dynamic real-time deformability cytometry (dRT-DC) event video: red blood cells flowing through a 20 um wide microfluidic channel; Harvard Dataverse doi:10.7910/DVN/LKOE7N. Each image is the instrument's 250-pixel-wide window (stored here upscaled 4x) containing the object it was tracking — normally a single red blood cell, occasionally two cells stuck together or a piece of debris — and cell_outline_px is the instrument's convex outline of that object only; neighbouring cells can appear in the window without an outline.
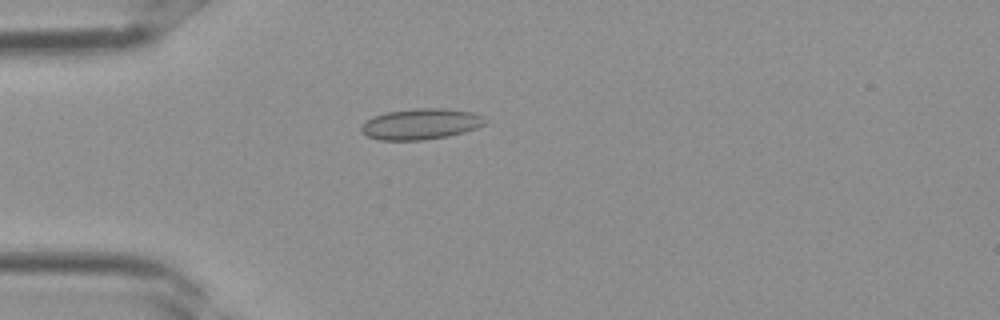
{"species": "Egyptian fruit bat (a non-hibernating species)", "species_latin": "Rousettus aegyptiacus", "temperature_condition": "room temperature", "stored_images_in_passage": 30, "camera_frame_rate_fps": 3000, "um_per_image_px": 0.085, "frame": {"image": 1, "passage_image": 4, "time_ms": 1.0, "image_size_px": [1000, 320], "cell_outline_px": [[488, 124], [464, 132], [448, 136], [424, 140], [380, 140], [368, 136], [360, 132], [360, 128], [368, 120], [376, 116], [388, 112], [416, 108], [444, 108], [472, 112], [484, 116], [488, 120]], "centroid_in_image_um": [35.84, 10.54], "position_along_channel_um": 49.2, "area_um2": 22.31}}
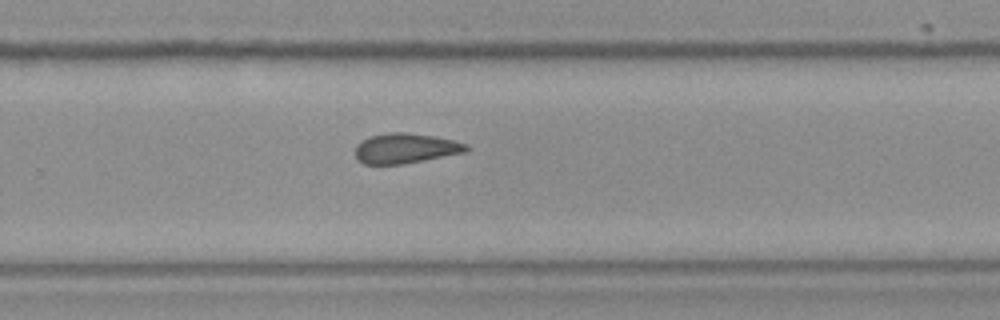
{"frame": {"image": 2, "passage_image": 18, "time_ms": 5.667, "image_size_px": [1000, 320], "cell_outline_px": [[472, 148], [468, 152], [404, 164], [364, 164], [356, 160], [356, 144], [372, 136], [388, 132], [404, 132], [432, 136], [452, 140], [468, 144]], "centroid_in_image_um": [34.51, 12.62], "position_along_channel_um": 295.3, "area_um2": 19.54}}
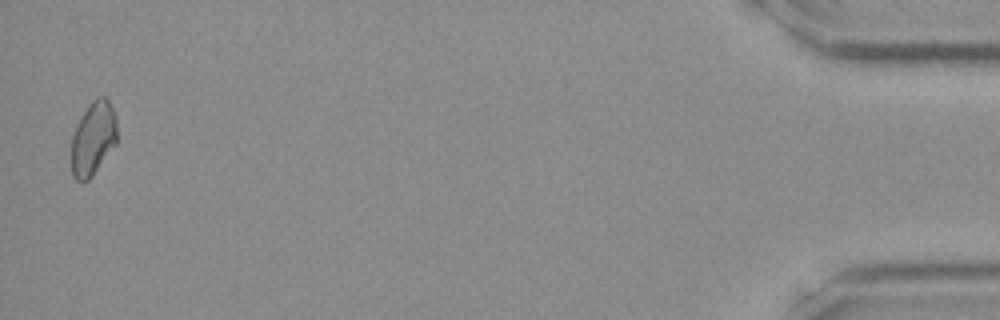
{"frame": {"image": 3, "passage_image": 30, "time_ms": 9.667, "image_size_px": [1000, 320], "cell_outline_px": [[116, 144], [92, 176], [88, 180], [76, 180], [72, 176], [72, 136], [88, 104], [96, 96], [104, 96], [108, 100], [116, 116]], "centroid_in_image_um": [7.93, 11.76], "position_along_channel_um": 427.3, "area_um2": 19.36}}